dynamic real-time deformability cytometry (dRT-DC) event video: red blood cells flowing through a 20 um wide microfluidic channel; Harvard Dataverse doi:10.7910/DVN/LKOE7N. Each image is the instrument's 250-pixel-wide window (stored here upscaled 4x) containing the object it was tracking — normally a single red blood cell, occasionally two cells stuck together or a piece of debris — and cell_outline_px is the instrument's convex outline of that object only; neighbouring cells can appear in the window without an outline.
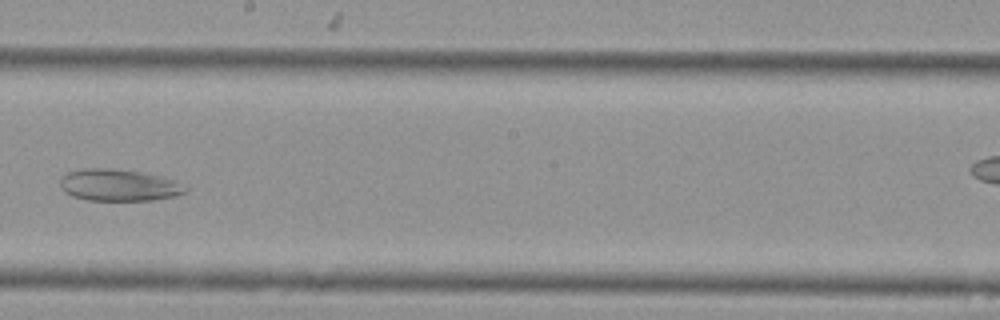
{"species": "Egyptian fruit bat (a non-hibernating species)", "species_latin": "Rousettus aegyptiacus", "temperature_condition": "cold", "stored_images_in_passage": 6, "camera_frame_rate_fps": 3000, "um_per_image_px": 0.085, "animal": {"sex": "female"}, "frame": {"image": 1, "passage_image": 6, "time_ms": 1.667, "image_size_px": [1000, 320], "cell_outline_px": [[188, 192], [176, 196], [152, 200], [88, 200], [72, 196], [64, 192], [60, 188], [60, 180], [68, 172], [84, 168], [108, 168], [140, 172], [160, 176], [172, 180], [188, 188]], "centroid_in_image_um": [10.08, 15.74], "position_along_channel_um": 238.1, "area_um2": 23.12}}